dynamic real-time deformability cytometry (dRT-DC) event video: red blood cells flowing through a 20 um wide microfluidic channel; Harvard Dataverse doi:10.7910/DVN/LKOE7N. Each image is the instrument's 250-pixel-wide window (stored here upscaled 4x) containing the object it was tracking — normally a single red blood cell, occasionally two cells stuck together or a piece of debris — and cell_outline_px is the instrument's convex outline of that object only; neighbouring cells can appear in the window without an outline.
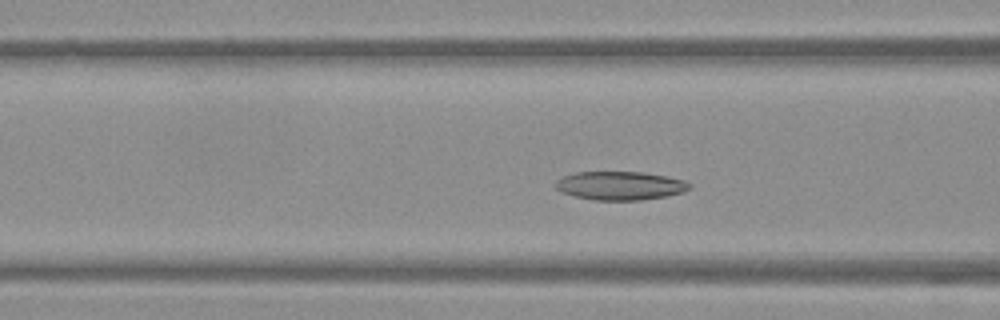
{"species": "Egyptian fruit bat (a non-hibernating species)", "species_latin": "Rousettus aegyptiacus", "temperature_condition": "warm", "stored_images_in_passage": 48, "camera_frame_rate_fps": 3000, "um_per_image_px": 0.085, "frame": {"image": 1, "passage_image": 16, "time_ms": 5.0, "image_size_px": [1000, 320], "cell_outline_px": [[692, 188], [684, 192], [668, 196], [640, 200], [596, 200], [576, 196], [560, 192], [556, 188], [556, 180], [564, 176], [576, 172], [644, 172], [668, 176], [684, 180], [692, 184]], "centroid_in_image_um": [52.77, 15.78], "position_along_channel_um": 113.8, "area_um2": 22.43}}
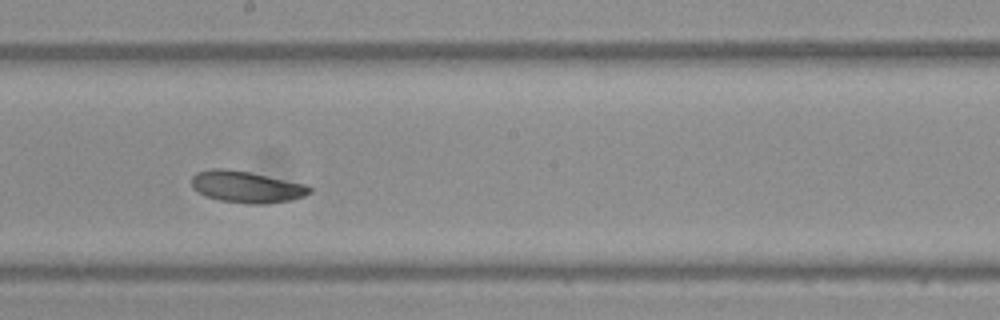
{"frame": {"image": 2, "passage_image": 25, "time_ms": 8.0, "image_size_px": [1000, 320], "cell_outline_px": [[312, 192], [304, 196], [292, 200], [264, 204], [248, 204], [220, 200], [208, 196], [192, 188], [192, 176], [196, 172], [212, 168], [228, 168], [308, 184], [312, 188]], "centroid_in_image_um": [20.99, 15.88], "position_along_channel_um": 227.2, "area_um2": 21.85}}
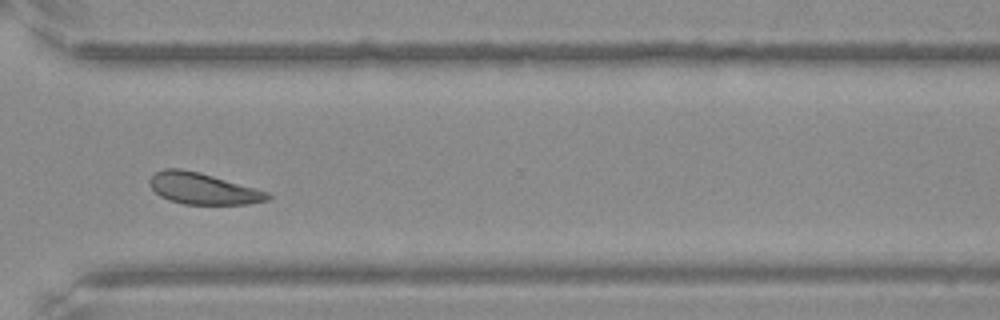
{"frame": {"image": 3, "passage_image": 35, "time_ms": 11.333, "image_size_px": [1000, 320], "cell_outline_px": [[272, 196], [268, 200], [248, 204], [184, 204], [168, 200], [160, 196], [148, 184], [148, 180], [156, 172], [164, 168], [180, 168], [200, 172], [256, 188], [268, 192]], "centroid_in_image_um": [17.24, 16.03], "position_along_channel_um": 353.4, "area_um2": 21.62}}